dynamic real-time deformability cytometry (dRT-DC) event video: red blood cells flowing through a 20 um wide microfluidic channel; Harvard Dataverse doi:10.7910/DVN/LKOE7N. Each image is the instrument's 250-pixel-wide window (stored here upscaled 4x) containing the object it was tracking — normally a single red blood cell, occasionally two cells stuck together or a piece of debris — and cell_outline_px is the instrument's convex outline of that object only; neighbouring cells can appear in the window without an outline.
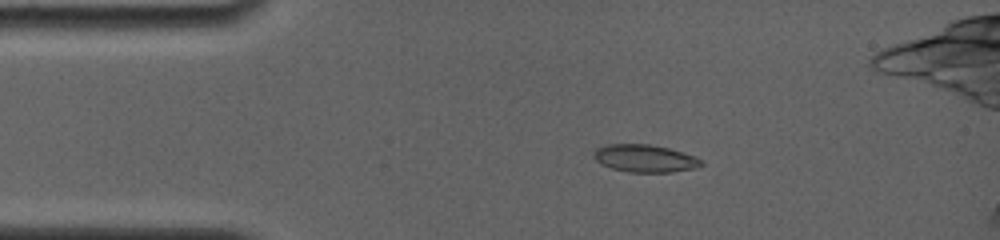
{"species": "common noctule bat (a hibernating species)", "species_latin": "Nyctalus noctula", "temperature_condition": "room temperature", "stored_images_in_passage": 5, "camera_frame_rate_fps": 4000, "um_per_image_px": 0.085, "animal": {"sex": "female", "body_mass_g": 19.0, "forearm_length_mm": 56.7}, "frame": {"image": 1, "passage_image": 3, "time_ms": 2.0, "image_size_px": [1000, 240], "cell_outline_px": [[704, 164], [696, 168], [672, 172], [628, 172], [612, 168], [600, 164], [592, 156], [592, 152], [596, 148], [608, 144], [648, 144], [668, 148], [696, 156], [704, 160]], "centroid_in_image_um": [54.82, 13.46], "position_along_channel_um": 30.2, "area_um2": 17.46}}